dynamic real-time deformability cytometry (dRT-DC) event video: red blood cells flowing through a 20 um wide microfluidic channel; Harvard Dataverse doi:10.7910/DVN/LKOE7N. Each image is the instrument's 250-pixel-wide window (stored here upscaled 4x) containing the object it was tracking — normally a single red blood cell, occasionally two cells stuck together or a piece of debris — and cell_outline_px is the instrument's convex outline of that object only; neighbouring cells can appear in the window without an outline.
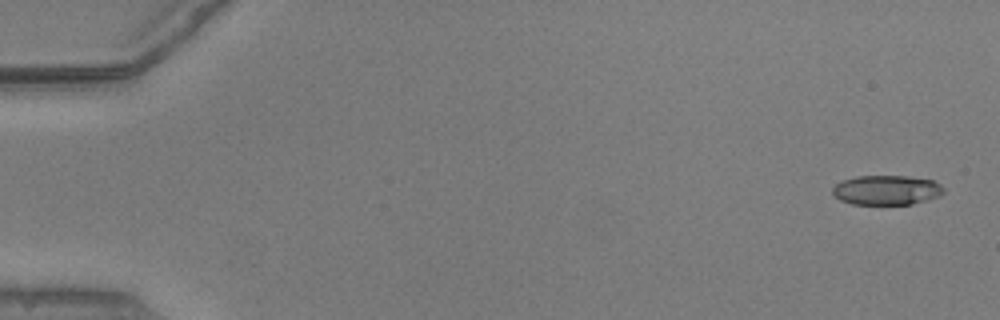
{"species": "common noctule bat (a hibernating species)", "species_latin": "Nyctalus noctula", "temperature_condition": "warm", "stored_images_in_passage": 7, "camera_frame_rate_fps": 3000, "um_per_image_px": 0.085, "animal": {"sex": "male", "body_mass_g": 20.5, "forearm_length_mm": 52.5}, "frame": {"image": 1, "passage_image": 1, "time_ms": 0.0, "image_size_px": [1000, 320], "cell_outline_px": [[944, 192], [940, 196], [912, 204], [852, 204], [840, 200], [832, 192], [832, 188], [840, 180], [856, 176], [908, 176], [932, 180], [940, 184], [944, 188]], "centroid_in_image_um": [75.35, 16.15], "position_along_channel_um": 9.6, "area_um2": 19.25}}